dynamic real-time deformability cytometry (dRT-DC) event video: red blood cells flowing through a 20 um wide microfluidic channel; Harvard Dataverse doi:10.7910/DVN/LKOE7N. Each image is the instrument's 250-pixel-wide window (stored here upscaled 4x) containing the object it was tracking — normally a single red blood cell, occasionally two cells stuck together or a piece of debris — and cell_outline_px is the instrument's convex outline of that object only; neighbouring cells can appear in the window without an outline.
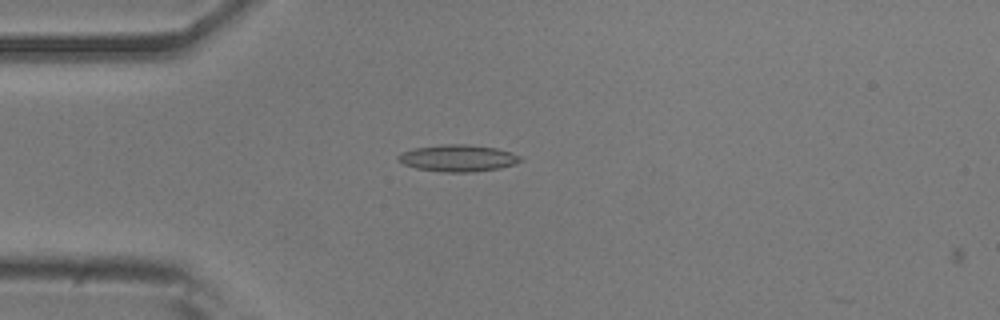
{"species": "common noctule bat (a hibernating species)", "species_latin": "Nyctalus noctula", "temperature_condition": "room temperature", "stored_images_in_passage": 2, "camera_frame_rate_fps": 3000, "um_per_image_px": 0.085, "animal": {"sex": "male", "body_mass_g": 20.5, "forearm_length_mm": 52.5}, "frame": {"image": 1, "passage_image": 1, "time_ms": 0.0, "image_size_px": [1000, 320], "cell_outline_px": [[524, 160], [516, 164], [500, 168], [472, 172], [444, 172], [416, 168], [404, 164], [396, 160], [396, 156], [400, 152], [412, 148], [440, 144], [468, 144], [496, 148], [512, 152], [520, 156]], "centroid_in_image_um": [38.91, 13.43], "position_along_channel_um": 46.1, "area_um2": 19.42}}